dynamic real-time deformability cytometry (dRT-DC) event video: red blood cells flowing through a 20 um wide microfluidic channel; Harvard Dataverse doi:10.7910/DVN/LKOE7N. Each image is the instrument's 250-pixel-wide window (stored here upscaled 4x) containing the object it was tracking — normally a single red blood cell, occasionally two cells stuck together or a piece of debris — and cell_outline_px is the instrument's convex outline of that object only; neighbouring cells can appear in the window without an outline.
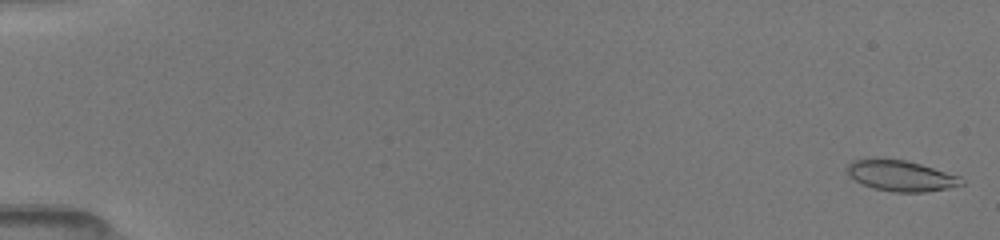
{"species": "common noctule bat (a hibernating species)", "species_latin": "Nyctalus noctula", "temperature_condition": "room temperature", "stored_images_in_passage": 51, "camera_frame_rate_fps": 3000, "um_per_image_px": 0.085, "animal": {"sex": "female", "body_mass_g": 19.5, "forearm_length_mm": 54.1}, "frame": {"image": 1, "passage_image": 1, "time_ms": 0.0, "image_size_px": [1000, 240], "cell_outline_px": [[964, 184], [948, 188], [924, 192], [892, 192], [872, 188], [848, 176], [844, 168], [852, 160], [904, 160], [920, 164], [960, 176], [964, 180]], "centroid_in_image_um": [76.58, 14.96], "position_along_channel_um": 8.4, "area_um2": 20.23}}
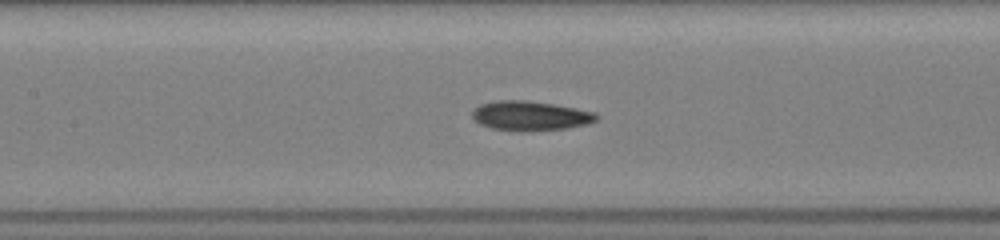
{"frame": {"image": 2, "passage_image": 25, "time_ms": 8.0, "image_size_px": [1000, 240], "cell_outline_px": [[600, 116], [596, 120], [588, 124], [568, 128], [492, 128], [480, 124], [472, 116], [472, 112], [480, 104], [496, 100], [528, 100], [576, 108], [596, 112]], "centroid_in_image_um": [45.12, 9.78], "position_along_channel_um": 162.3, "area_um2": 20.4}}
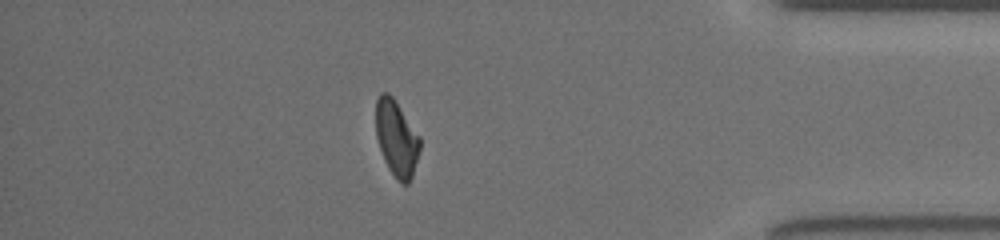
{"frame": {"image": 3, "passage_image": 45, "time_ms": 14.667, "image_size_px": [1000, 240], "cell_outline_px": [[420, 148], [412, 176], [408, 184], [400, 184], [396, 180], [388, 168], [384, 160], [376, 136], [376, 100], [380, 92], [388, 92], [392, 96], [420, 136]], "centroid_in_image_um": [33.7, 11.76], "position_along_channel_um": 401.5, "area_um2": 19.54}, "authors_computed_cell_mechanics": {"area_um2": 20.519, "velocity_mm_per_s": 4.0566, "shape_relaxation_time_tau1_ms": 5.855, "shape_relaxation_time_tau2_ms": 2.265, "deformation_change_tau1": 0.1591, "deformation_change_tau2": 0.095}}